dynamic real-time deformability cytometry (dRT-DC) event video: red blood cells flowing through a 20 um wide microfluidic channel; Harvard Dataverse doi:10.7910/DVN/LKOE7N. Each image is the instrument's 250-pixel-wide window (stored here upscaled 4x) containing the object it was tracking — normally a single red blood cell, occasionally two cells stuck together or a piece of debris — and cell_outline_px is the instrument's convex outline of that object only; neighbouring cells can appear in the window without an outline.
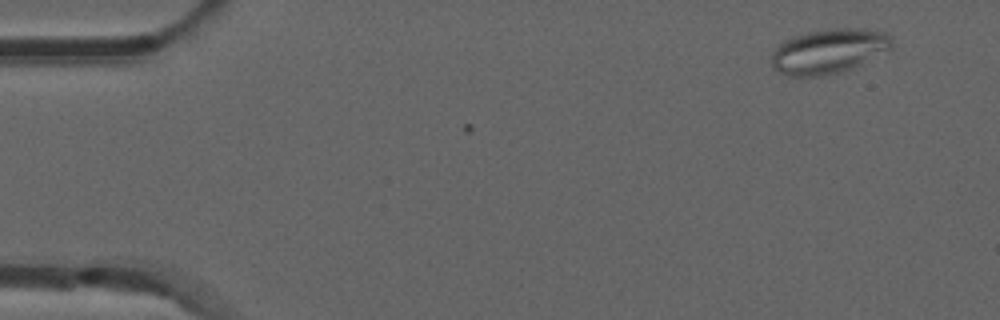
{"species": "common noctule bat (a hibernating species)", "species_latin": "Nyctalus noctula", "temperature_condition": "room temperature", "stored_images_in_passage": 2, "camera_frame_rate_fps": 3000, "um_per_image_px": 0.085, "animal": {"sex": "male", "forearm_length_mm": 52.5}, "frame": {"image": 1, "passage_image": 2, "time_ms": 0.333, "image_size_px": [1000, 320], "cell_outline_px": [[892, 48], [852, 68], [840, 72], [820, 76], [788, 76], [772, 68], [772, 52], [784, 40], [792, 36], [808, 32], [832, 28], [864, 28], [888, 32], [892, 36]], "centroid_in_image_um": [70.46, 4.33], "position_along_channel_um": 14.5, "area_um2": 31.44}}